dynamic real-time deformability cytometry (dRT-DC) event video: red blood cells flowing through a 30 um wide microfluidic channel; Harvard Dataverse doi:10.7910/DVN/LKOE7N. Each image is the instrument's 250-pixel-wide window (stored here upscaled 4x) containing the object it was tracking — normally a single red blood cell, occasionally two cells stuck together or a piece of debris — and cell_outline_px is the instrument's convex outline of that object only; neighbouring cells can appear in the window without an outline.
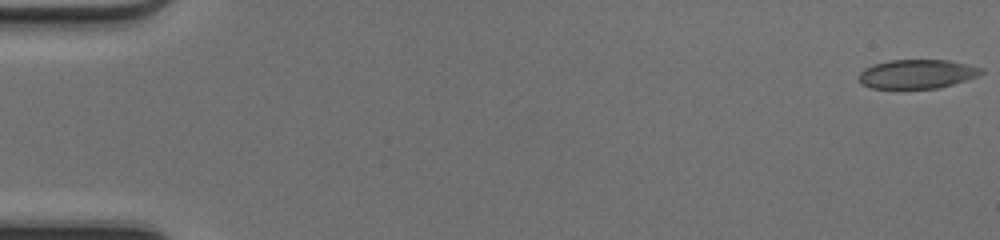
{"species": "common noctule bat (a hibernating species)", "species_latin": "Nyctalus noctula", "temperature_condition": "cold", "stored_images_in_passage": 50, "camera_frame_rate_fps": 3000, "um_per_image_px": 0.085, "animal": {"sex": "female", "body_mass_g": 17.0, "forearm_length_mm": 48.0}, "frame": {"image": 1, "passage_image": 1, "time_ms": 0.0, "image_size_px": [1000, 240], "cell_outline_px": [[984, 72], [976, 76], [940, 88], [872, 88], [860, 84], [856, 76], [864, 68], [872, 64], [888, 60], [948, 60], [984, 68]], "centroid_in_image_um": [77.88, 6.28], "position_along_channel_um": 7.1, "area_um2": 20.81}}
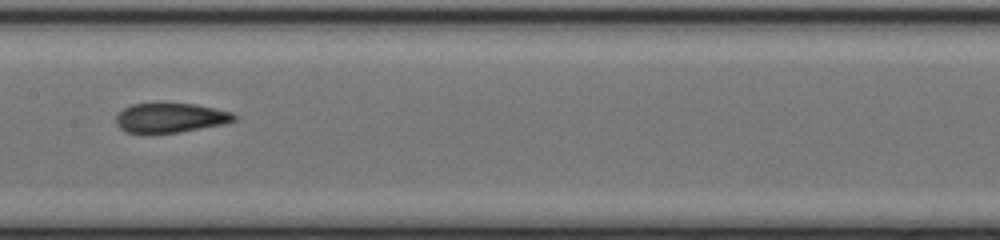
{"frame": {"image": 2, "passage_image": 26, "time_ms": 8.333, "image_size_px": [1000, 240], "cell_outline_px": [[236, 120], [224, 124], [180, 132], [128, 132], [120, 128], [116, 124], [116, 116], [124, 108], [132, 104], [196, 104], [232, 112], [236, 116]], "centroid_in_image_um": [14.52, 10.01], "position_along_channel_um": 192.9, "area_um2": 19.94}}
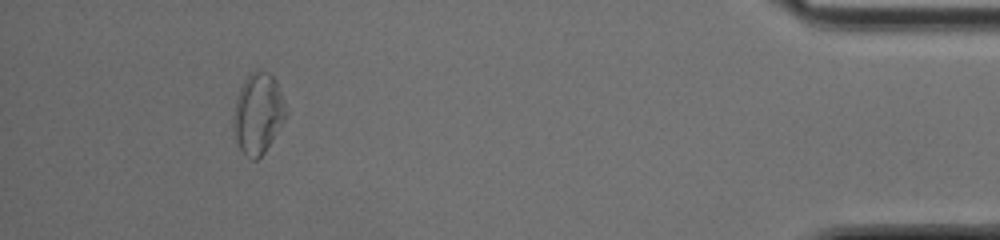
{"frame": {"image": 3, "passage_image": 46, "time_ms": 15.0, "image_size_px": [1000, 240], "cell_outline_px": [[288, 116], [264, 152], [256, 160], [252, 160], [240, 148], [236, 140], [232, 128], [232, 116], [236, 100], [240, 88], [244, 80], [256, 68], [268, 72], [276, 80], [288, 112]], "centroid_in_image_um": [21.94, 9.63], "position_along_channel_um": 413.3, "area_um2": 24.8}, "authors_computed_cell_mechanics": {"area_um2": 21.1548, "velocity_mm_per_s": 4.2229, "shape_relaxation_time_tau1_ms": null, "shape_relaxation_time_tau2_ms": 2.7896, "deformation_change_tau1": null, "deformation_change_tau2": 0.0903}}